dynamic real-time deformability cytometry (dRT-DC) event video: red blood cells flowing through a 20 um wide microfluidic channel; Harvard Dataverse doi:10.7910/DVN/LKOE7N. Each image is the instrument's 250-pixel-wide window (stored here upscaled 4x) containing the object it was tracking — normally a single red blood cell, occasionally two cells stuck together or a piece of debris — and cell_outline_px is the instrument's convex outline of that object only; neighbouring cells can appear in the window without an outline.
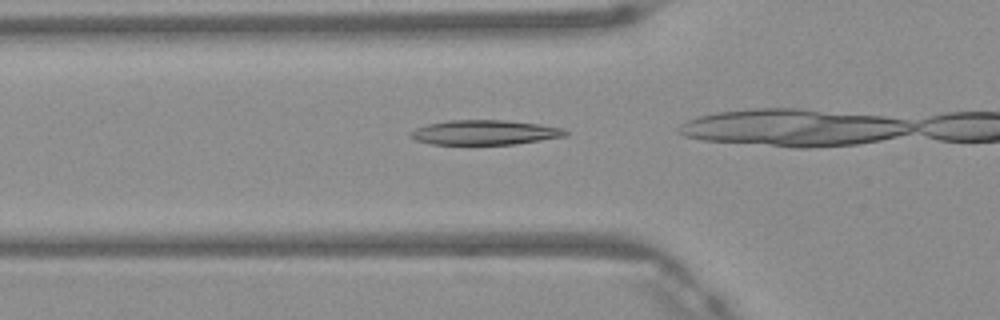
{"species": "Egyptian fruit bat (a non-hibernating species)", "species_latin": "Rousettus aegyptiacus", "temperature_condition": "warm", "stored_images_in_passage": 25, "camera_frame_rate_fps": 3000, "um_per_image_px": 0.085, "frame": {"image": 1, "passage_image": 4, "time_ms": 1.0, "image_size_px": [1000, 320], "cell_outline_px": [[568, 132], [564, 136], [516, 144], [432, 144], [416, 140], [408, 136], [408, 132], [416, 128], [428, 124], [448, 120], [504, 120], [540, 124], [564, 128]], "centroid_in_image_um": [41.17, 11.25], "position_along_channel_um": 84.6, "area_um2": 22.25}}
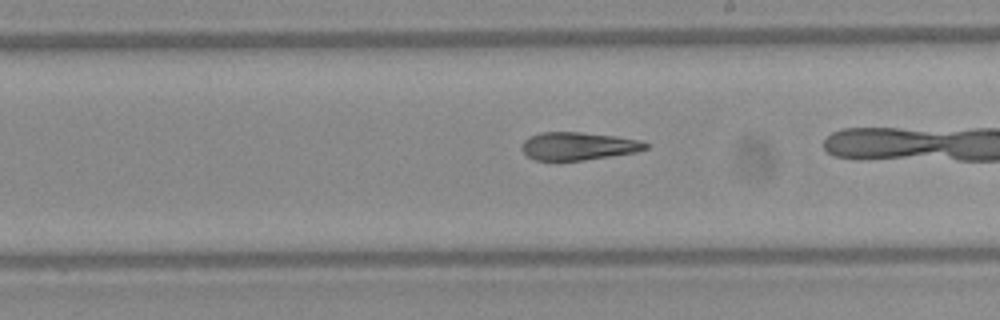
{"frame": {"image": 2, "passage_image": 15, "time_ms": 4.667, "image_size_px": [1000, 320], "cell_outline_px": [[648, 148], [636, 152], [612, 156], [584, 160], [536, 160], [528, 156], [520, 148], [520, 144], [528, 136], [540, 132], [580, 132], [616, 136], [640, 140], [648, 144]], "centroid_in_image_um": [49.13, 12.41], "position_along_channel_um": 239.9, "area_um2": 20.23}}
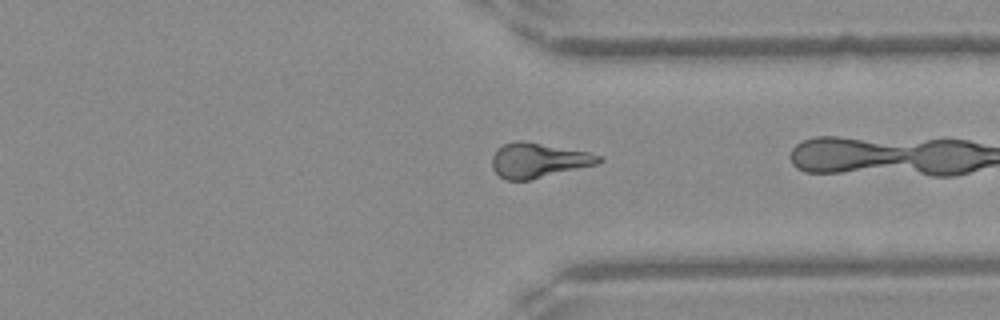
{"frame": {"image": 3, "passage_image": 24, "time_ms": 7.667, "image_size_px": [1000, 320], "cell_outline_px": [[604, 160], [596, 164], [528, 180], [504, 180], [492, 168], [492, 156], [504, 144], [516, 140], [520, 140], [588, 152], [604, 156]], "centroid_in_image_um": [45.76, 13.63], "position_along_channel_um": 365.6, "area_um2": 21.27}}